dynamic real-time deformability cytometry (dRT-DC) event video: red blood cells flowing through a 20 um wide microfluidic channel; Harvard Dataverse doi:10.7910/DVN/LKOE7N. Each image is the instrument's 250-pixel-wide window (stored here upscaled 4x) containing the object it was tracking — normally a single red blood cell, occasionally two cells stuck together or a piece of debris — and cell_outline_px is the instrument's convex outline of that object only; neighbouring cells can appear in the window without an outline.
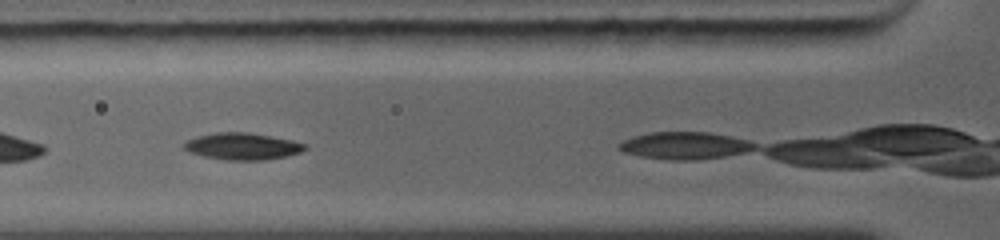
{"species": "common noctule bat (a hibernating species)", "species_latin": "Nyctalus noctula", "temperature_condition": "warm", "stored_images_in_passage": 4, "camera_frame_rate_fps": 5000, "um_per_image_px": 0.085, "animal": {"sex": "female", "body_mass_g": 19.0, "forearm_length_mm": 56.7}, "frame": {"image": 1, "passage_image": 3, "time_ms": 1.8, "image_size_px": [1000, 240], "cell_outline_px": [[308, 148], [300, 152], [288, 156], [264, 160], [224, 160], [204, 156], [188, 152], [184, 148], [184, 144], [188, 140], [196, 136], [216, 132], [248, 132], [272, 136], [292, 140], [308, 144]], "centroid_in_image_um": [20.64, 12.43], "position_along_channel_um": 105.2, "area_um2": 19.07}}